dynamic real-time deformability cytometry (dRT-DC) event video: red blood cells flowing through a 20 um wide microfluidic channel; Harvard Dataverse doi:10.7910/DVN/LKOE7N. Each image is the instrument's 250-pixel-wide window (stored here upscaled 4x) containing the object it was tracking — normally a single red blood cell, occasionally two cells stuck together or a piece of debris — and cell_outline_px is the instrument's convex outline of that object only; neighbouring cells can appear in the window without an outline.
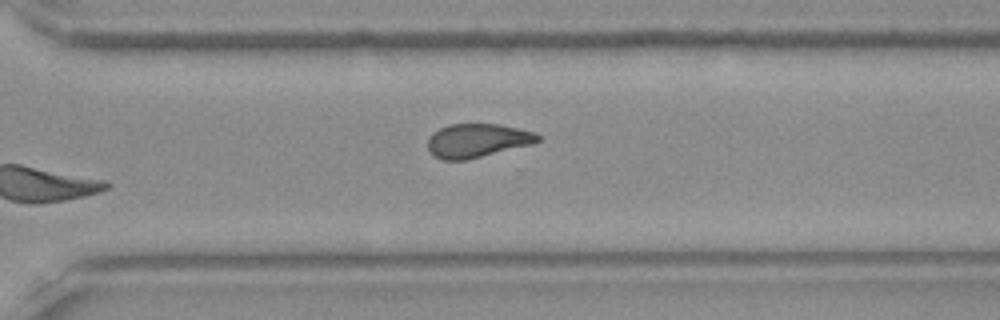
{"species": "Egyptian fruit bat (a non-hibernating species)", "species_latin": "Rousettus aegyptiacus", "temperature_condition": "room temperature", "stored_images_in_passage": 11, "camera_frame_rate_fps": 3000, "um_per_image_px": 0.085, "frame": {"image": 1, "passage_image": 11, "time_ms": 3.333, "image_size_px": [1000, 320], "cell_outline_px": [[540, 140], [536, 144], [468, 160], [440, 160], [432, 156], [428, 148], [428, 136], [432, 132], [448, 124], [500, 124], [536, 132], [540, 136]], "centroid_in_image_um": [40.59, 11.96], "position_along_channel_um": 330.0, "area_um2": 22.25}}